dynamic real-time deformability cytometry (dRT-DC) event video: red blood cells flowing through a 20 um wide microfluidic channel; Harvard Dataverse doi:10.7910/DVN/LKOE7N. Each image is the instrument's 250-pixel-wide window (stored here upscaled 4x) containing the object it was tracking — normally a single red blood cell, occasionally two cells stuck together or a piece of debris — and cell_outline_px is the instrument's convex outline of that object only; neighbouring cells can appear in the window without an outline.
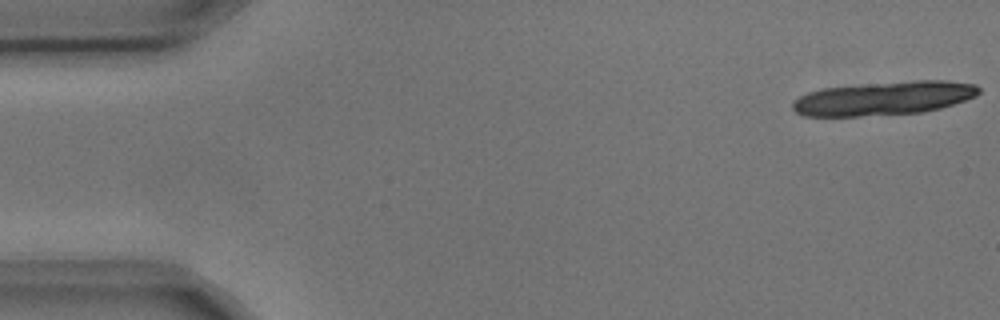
{"species": "common noctule bat (a hibernating species)", "species_latin": "Nyctalus noctula", "temperature_condition": "cold", "stored_images_in_passage": 5, "camera_frame_rate_fps": 3000, "um_per_image_px": 0.085, "animal": {"sex": "male", "body_mass_g": 17.9, "forearm_length_mm": 54.2}, "frame": {"image": 1, "passage_image": 1, "time_ms": 0.0, "image_size_px": [1000, 320], "cell_outline_px": [[980, 92], [976, 96], [940, 108], [924, 112], [860, 116], [804, 116], [796, 112], [792, 108], [792, 100], [808, 92], [824, 88], [912, 80], [948, 80], [976, 84], [980, 88]], "centroid_in_image_um": [75.13, 8.35], "position_along_channel_um": 9.9, "area_um2": 36.59}}